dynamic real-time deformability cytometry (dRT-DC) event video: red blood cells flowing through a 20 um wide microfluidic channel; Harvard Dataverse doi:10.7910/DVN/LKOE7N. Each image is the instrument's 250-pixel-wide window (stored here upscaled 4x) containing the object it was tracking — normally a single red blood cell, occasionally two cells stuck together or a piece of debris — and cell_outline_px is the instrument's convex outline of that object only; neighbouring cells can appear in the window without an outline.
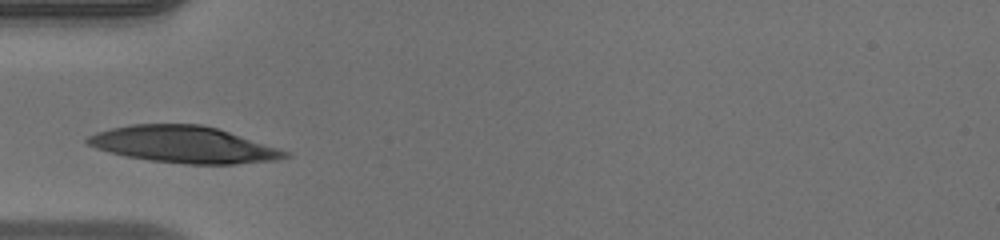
{"species": "human", "species_latin": "Homo sapiens", "temperature_condition": "warm", "stored_images_in_passage": 16, "camera_frame_rate_fps": 3000, "um_per_image_px": 0.085, "donor": {"sex": "male"}, "frame": {"image": 1, "passage_image": 1, "time_ms": 0.0, "image_size_px": [1000, 240], "cell_outline_px": [[292, 156], [276, 160], [236, 164], [184, 164], [148, 160], [124, 156], [96, 148], [88, 144], [84, 140], [88, 136], [96, 132], [112, 128], [132, 124], [200, 124], [216, 128], [288, 152]], "centroid_in_image_um": [15.56, 12.29], "position_along_channel_um": 69.4, "area_um2": 41.79}}
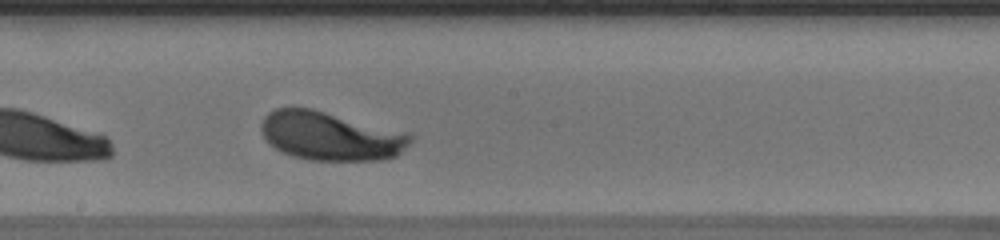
{"frame": {"image": 2, "passage_image": 12, "time_ms": 3.667, "image_size_px": [1000, 240], "cell_outline_px": [[416, 136], [396, 156], [380, 160], [308, 160], [292, 156], [276, 148], [264, 136], [260, 128], [260, 124], [264, 116], [268, 112], [276, 108], [312, 108], [408, 132]], "centroid_in_image_um": [28.12, 11.55], "position_along_channel_um": 220.1, "area_um2": 42.37}}